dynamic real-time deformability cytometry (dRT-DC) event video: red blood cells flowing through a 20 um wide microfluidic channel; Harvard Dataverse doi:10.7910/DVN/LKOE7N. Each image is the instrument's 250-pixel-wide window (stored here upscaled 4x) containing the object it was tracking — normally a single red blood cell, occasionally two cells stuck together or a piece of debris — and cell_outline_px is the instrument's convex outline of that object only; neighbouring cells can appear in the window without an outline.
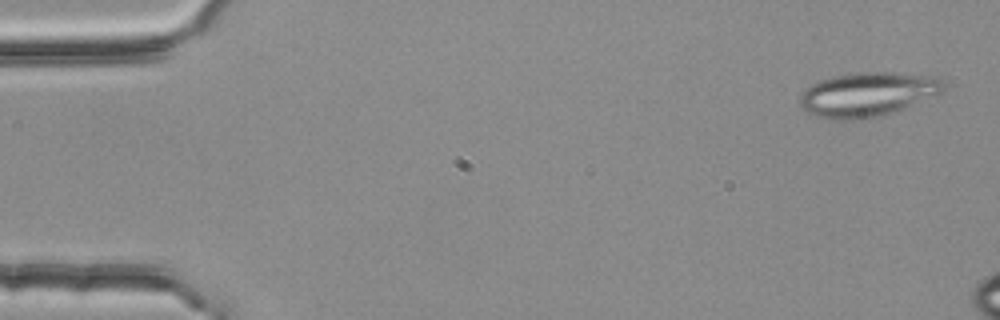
{"species": "common noctule bat (a hibernating species)", "species_latin": "Nyctalus noctula", "temperature_condition": "room temperature", "stored_images_in_passage": 3, "camera_frame_rate_fps": 3000, "um_per_image_px": 0.085, "animal": {"sex": "female", "body_mass_g": 25.1}, "frame": {"image": 1, "passage_image": 1, "time_ms": 0.0, "image_size_px": [1000, 320], "cell_outline_px": [[948, 88], [944, 92], [892, 112], [876, 116], [852, 120], [836, 120], [816, 116], [808, 112], [800, 104], [800, 96], [812, 84], [820, 80], [832, 76], [860, 72], [892, 72], [936, 76]], "centroid_in_image_um": [73.77, 8.0], "position_along_channel_um": 11.2, "area_um2": 36.76}}